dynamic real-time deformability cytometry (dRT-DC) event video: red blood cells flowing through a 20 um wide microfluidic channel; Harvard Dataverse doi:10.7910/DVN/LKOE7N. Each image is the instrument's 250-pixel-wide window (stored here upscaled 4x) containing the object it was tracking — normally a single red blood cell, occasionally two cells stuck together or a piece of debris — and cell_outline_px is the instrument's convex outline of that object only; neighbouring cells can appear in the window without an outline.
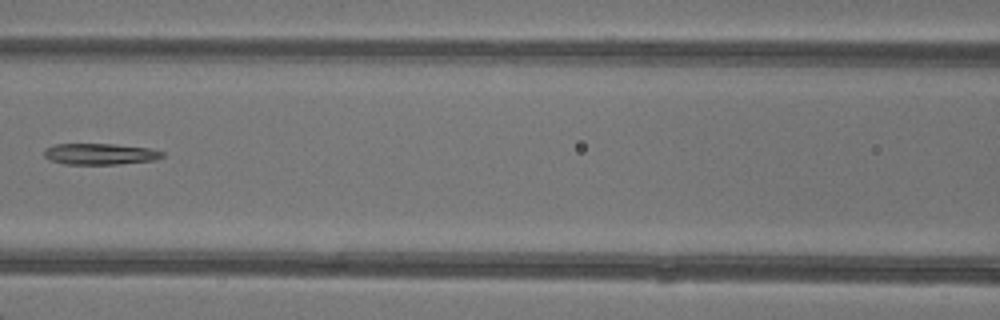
{"species": "common noctule bat (a hibernating species)", "species_latin": "Nyctalus noctula", "temperature_condition": "warm", "stored_images_in_passage": 7, "camera_frame_rate_fps": 3000, "um_per_image_px": 0.085, "animal": {"sex": "female"}, "frame": {"image": 1, "passage_image": 7, "time_ms": 7.0, "image_size_px": [1000, 320], "cell_outline_px": [[164, 156], [156, 160], [116, 164], [64, 164], [48, 160], [44, 156], [44, 148], [56, 144], [112, 144], [148, 148], [164, 152]], "centroid_in_image_um": [8.47, 13.09], "position_along_channel_um": 158.1, "area_um2": 14.62}}